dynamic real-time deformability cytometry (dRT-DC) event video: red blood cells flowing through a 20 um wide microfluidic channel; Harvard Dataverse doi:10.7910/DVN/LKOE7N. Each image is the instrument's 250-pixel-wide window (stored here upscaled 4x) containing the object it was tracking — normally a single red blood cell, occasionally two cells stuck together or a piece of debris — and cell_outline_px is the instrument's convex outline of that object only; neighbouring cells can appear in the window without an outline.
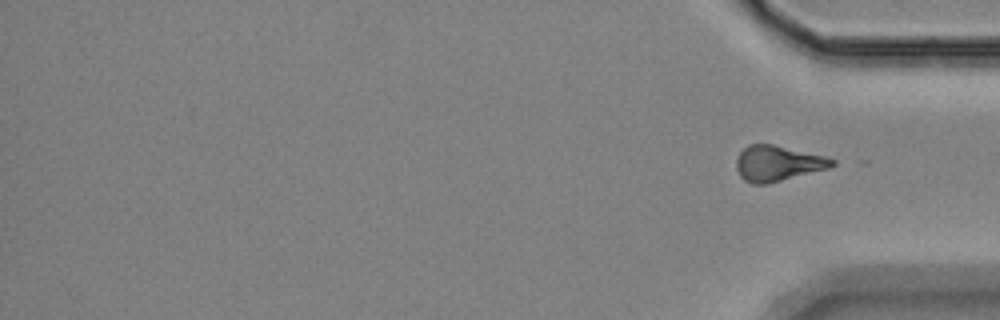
{"species": "Egyptian fruit bat (a non-hibernating species)", "species_latin": "Rousettus aegyptiacus", "temperature_condition": "room temperature", "stored_images_in_passage": 56, "segment_of_instrument_passage": [2, 2], "camera_frame_rate_fps": 3000, "um_per_image_px": 0.085, "animal": {"sex": "female"}, "frame": {"image": 1, "passage_image": 56, "time_ms": 18.333, "image_size_px": [1000, 320], "cell_outline_px": [[836, 164], [828, 168], [768, 184], [752, 184], [744, 180], [740, 176], [736, 168], [736, 160], [740, 152], [748, 144], [772, 144], [824, 156], [836, 160]], "centroid_in_image_um": [66.08, 13.89], "position_along_channel_um": 369.1, "area_um2": 19.71}}